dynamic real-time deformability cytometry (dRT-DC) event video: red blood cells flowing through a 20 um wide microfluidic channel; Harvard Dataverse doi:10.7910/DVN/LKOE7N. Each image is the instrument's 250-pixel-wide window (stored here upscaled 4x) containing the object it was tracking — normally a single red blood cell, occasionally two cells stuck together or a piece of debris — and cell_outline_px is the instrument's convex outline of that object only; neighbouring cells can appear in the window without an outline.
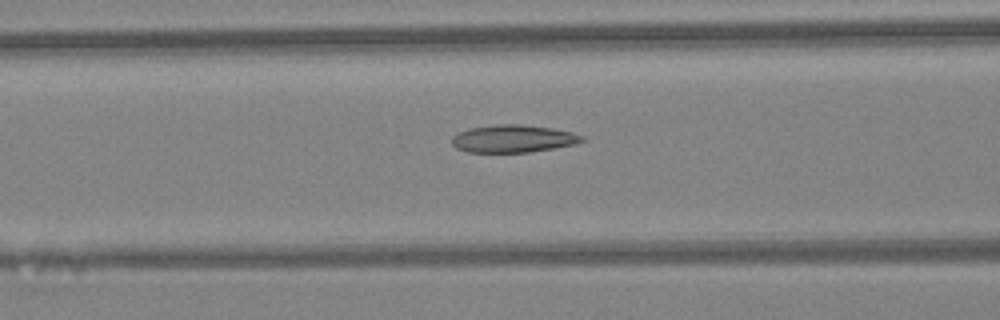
{"species": "Egyptian fruit bat (a non-hibernating species)", "species_latin": "Rousettus aegyptiacus", "temperature_condition": "warm", "stored_images_in_passage": 32, "camera_frame_rate_fps": 3000, "um_per_image_px": 0.085, "animal": {"sex": "female"}, "frame": {"image": 1, "passage_image": 13, "time_ms": 4.0, "image_size_px": [1000, 320], "cell_outline_px": [[588, 140], [576, 144], [528, 152], [468, 152], [456, 148], [452, 144], [452, 136], [456, 132], [468, 128], [496, 124], [520, 124], [552, 128], [572, 132], [584, 136]], "centroid_in_image_um": [43.61, 11.78], "position_along_channel_um": 123.0, "area_um2": 21.1}}
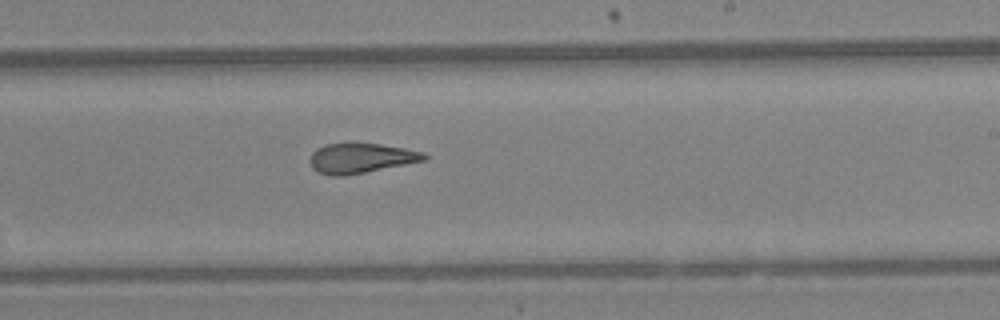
{"frame": {"image": 2, "passage_image": 22, "time_ms": 7.0, "image_size_px": [1000, 320], "cell_outline_px": [[428, 156], [424, 160], [344, 176], [332, 176], [320, 172], [312, 168], [308, 160], [312, 152], [316, 148], [324, 144], [380, 144], [404, 148], [424, 152]], "centroid_in_image_um": [30.62, 13.44], "position_along_channel_um": 258.4, "area_um2": 19.59}}
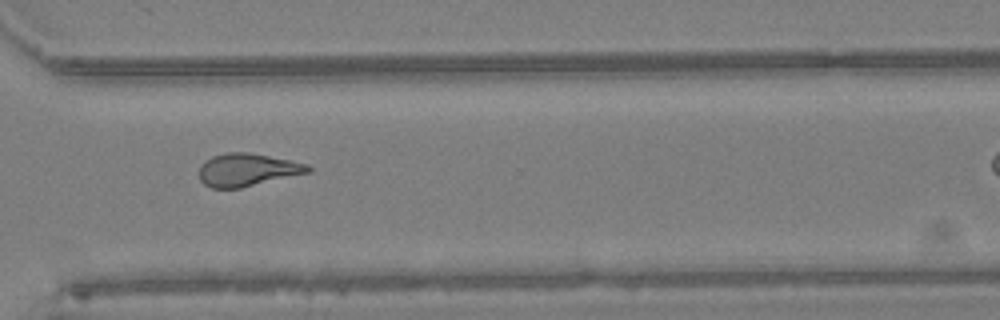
{"frame": {"image": 3, "passage_image": 28, "time_ms": 9.0, "image_size_px": [1000, 320], "cell_outline_px": [[312, 168], [308, 172], [240, 188], [212, 188], [204, 184], [200, 180], [200, 164], [212, 156], [228, 152], [248, 152], [308, 164]], "centroid_in_image_um": [20.97, 14.43], "position_along_channel_um": 349.6, "area_um2": 20.46}}